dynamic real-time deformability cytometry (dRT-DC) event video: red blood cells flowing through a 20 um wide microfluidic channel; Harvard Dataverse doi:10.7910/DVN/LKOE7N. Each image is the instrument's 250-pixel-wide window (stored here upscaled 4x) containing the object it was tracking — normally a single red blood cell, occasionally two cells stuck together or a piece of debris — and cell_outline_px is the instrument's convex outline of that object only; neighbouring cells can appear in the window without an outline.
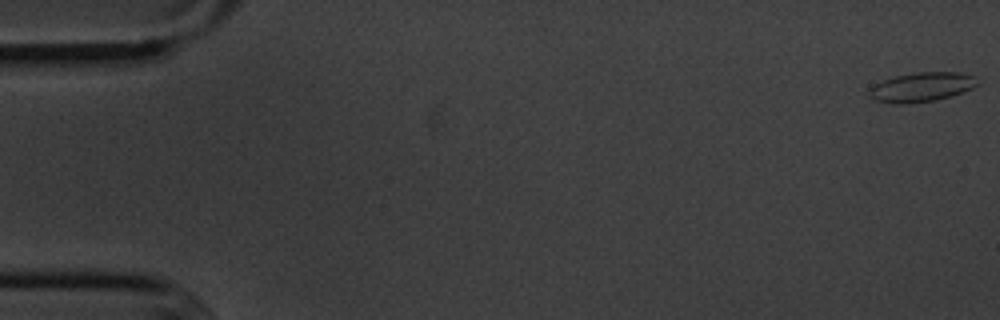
{"species": "common noctule bat (a hibernating species)", "species_latin": "Nyctalus noctula", "temperature_condition": "cold", "stored_images_in_passage": 56, "camera_frame_rate_fps": 3000, "um_per_image_px": 0.085, "animal": {"sex": "male", "body_mass_g": 20.1, "forearm_length_mm": 53.5}, "frame": {"image": 1, "passage_image": 1, "time_ms": 0.0, "image_size_px": [1000, 320], "cell_outline_px": [[976, 84], [972, 88], [952, 96], [936, 100], [904, 104], [888, 104], [876, 100], [868, 96], [868, 88], [884, 80], [896, 76], [916, 72], [960, 72], [976, 76]], "centroid_in_image_um": [78.3, 7.41], "position_along_channel_um": 6.7, "area_um2": 18.61}}
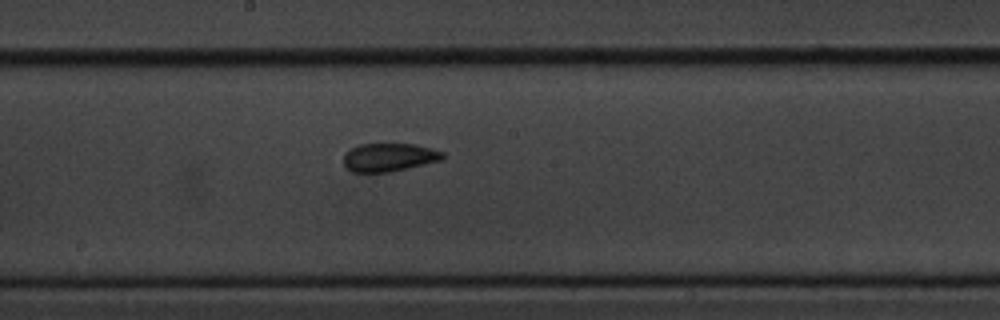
{"frame": {"image": 2, "passage_image": 30, "time_ms": 9.667, "image_size_px": [1000, 320], "cell_outline_px": [[444, 160], [388, 172], [352, 172], [344, 164], [344, 156], [352, 148], [360, 144], [416, 144], [432, 148], [444, 152]], "centroid_in_image_um": [33.12, 13.37], "position_along_channel_um": 215.1, "area_um2": 16.24}}
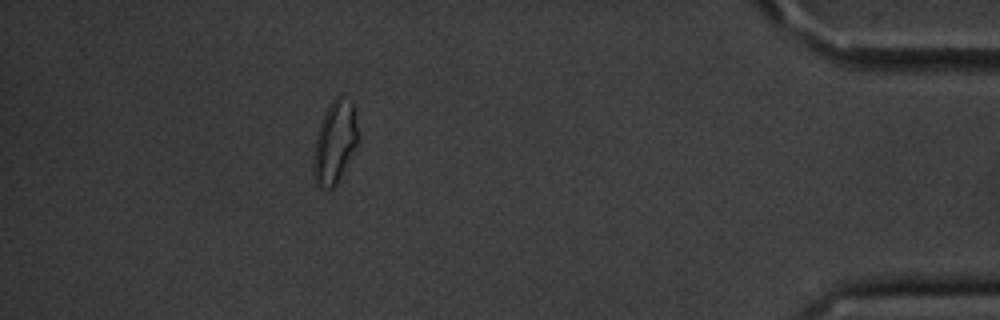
{"frame": {"image": 3, "passage_image": 50, "time_ms": 16.333, "image_size_px": [1000, 320], "cell_outline_px": [[360, 144], [336, 184], [332, 188], [328, 188], [316, 184], [312, 172], [312, 156], [316, 136], [324, 112], [332, 100], [336, 96], [340, 96], [352, 100], [356, 116], [360, 140]], "centroid_in_image_um": [28.48, 12.08], "position_along_channel_um": 406.7, "area_um2": 22.08}}